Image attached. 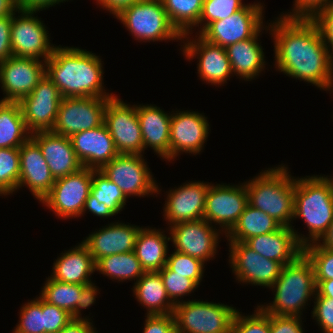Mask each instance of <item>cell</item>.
<instances>
[{
  "label": "cell",
  "mask_w": 333,
  "mask_h": 333,
  "mask_svg": "<svg viewBox=\"0 0 333 333\" xmlns=\"http://www.w3.org/2000/svg\"><path fill=\"white\" fill-rule=\"evenodd\" d=\"M270 23L274 68L332 93L333 60L315 22L311 18L279 16Z\"/></svg>",
  "instance_id": "cell-1"
},
{
  "label": "cell",
  "mask_w": 333,
  "mask_h": 333,
  "mask_svg": "<svg viewBox=\"0 0 333 333\" xmlns=\"http://www.w3.org/2000/svg\"><path fill=\"white\" fill-rule=\"evenodd\" d=\"M101 57L80 47L56 46L46 60V76L65 97L112 98L103 80Z\"/></svg>",
  "instance_id": "cell-2"
},
{
  "label": "cell",
  "mask_w": 333,
  "mask_h": 333,
  "mask_svg": "<svg viewBox=\"0 0 333 333\" xmlns=\"http://www.w3.org/2000/svg\"><path fill=\"white\" fill-rule=\"evenodd\" d=\"M328 176L295 178L293 220L303 219L309 235L300 234L293 225L291 229L302 247L318 242L333 221V181Z\"/></svg>",
  "instance_id": "cell-3"
},
{
  "label": "cell",
  "mask_w": 333,
  "mask_h": 333,
  "mask_svg": "<svg viewBox=\"0 0 333 333\" xmlns=\"http://www.w3.org/2000/svg\"><path fill=\"white\" fill-rule=\"evenodd\" d=\"M289 173V168L281 164L245 182L248 204L286 227L292 226L294 214L295 177Z\"/></svg>",
  "instance_id": "cell-4"
},
{
  "label": "cell",
  "mask_w": 333,
  "mask_h": 333,
  "mask_svg": "<svg viewBox=\"0 0 333 333\" xmlns=\"http://www.w3.org/2000/svg\"><path fill=\"white\" fill-rule=\"evenodd\" d=\"M316 288L313 266L301 254L294 262L282 267L279 277L269 288L274 290V300L258 306L267 314L302 317L308 301L315 297Z\"/></svg>",
  "instance_id": "cell-5"
},
{
  "label": "cell",
  "mask_w": 333,
  "mask_h": 333,
  "mask_svg": "<svg viewBox=\"0 0 333 333\" xmlns=\"http://www.w3.org/2000/svg\"><path fill=\"white\" fill-rule=\"evenodd\" d=\"M114 18L140 42L182 40V35L169 21L161 0H140Z\"/></svg>",
  "instance_id": "cell-6"
},
{
  "label": "cell",
  "mask_w": 333,
  "mask_h": 333,
  "mask_svg": "<svg viewBox=\"0 0 333 333\" xmlns=\"http://www.w3.org/2000/svg\"><path fill=\"white\" fill-rule=\"evenodd\" d=\"M237 310L221 302L183 300L174 307L176 333H230Z\"/></svg>",
  "instance_id": "cell-7"
},
{
  "label": "cell",
  "mask_w": 333,
  "mask_h": 333,
  "mask_svg": "<svg viewBox=\"0 0 333 333\" xmlns=\"http://www.w3.org/2000/svg\"><path fill=\"white\" fill-rule=\"evenodd\" d=\"M143 155L119 154L100 171L114 182L127 198L156 196L161 192Z\"/></svg>",
  "instance_id": "cell-8"
},
{
  "label": "cell",
  "mask_w": 333,
  "mask_h": 333,
  "mask_svg": "<svg viewBox=\"0 0 333 333\" xmlns=\"http://www.w3.org/2000/svg\"><path fill=\"white\" fill-rule=\"evenodd\" d=\"M12 15L10 42L12 55L48 60L56 46L51 44L47 27L37 16L40 10L18 9ZM16 15V16H15Z\"/></svg>",
  "instance_id": "cell-9"
},
{
  "label": "cell",
  "mask_w": 333,
  "mask_h": 333,
  "mask_svg": "<svg viewBox=\"0 0 333 333\" xmlns=\"http://www.w3.org/2000/svg\"><path fill=\"white\" fill-rule=\"evenodd\" d=\"M92 176L93 169L83 167L75 173L55 179L50 193L41 203L60 219L81 217L90 193Z\"/></svg>",
  "instance_id": "cell-10"
},
{
  "label": "cell",
  "mask_w": 333,
  "mask_h": 333,
  "mask_svg": "<svg viewBox=\"0 0 333 333\" xmlns=\"http://www.w3.org/2000/svg\"><path fill=\"white\" fill-rule=\"evenodd\" d=\"M263 10L264 6L261 2L246 4L228 18L210 23L200 35L207 41L224 48L250 39L265 26Z\"/></svg>",
  "instance_id": "cell-11"
},
{
  "label": "cell",
  "mask_w": 333,
  "mask_h": 333,
  "mask_svg": "<svg viewBox=\"0 0 333 333\" xmlns=\"http://www.w3.org/2000/svg\"><path fill=\"white\" fill-rule=\"evenodd\" d=\"M191 33L182 35L181 51L189 62L196 58L197 73L207 84L224 86L233 76L226 49L204 39L199 33L191 39ZM186 41V42H185Z\"/></svg>",
  "instance_id": "cell-12"
},
{
  "label": "cell",
  "mask_w": 333,
  "mask_h": 333,
  "mask_svg": "<svg viewBox=\"0 0 333 333\" xmlns=\"http://www.w3.org/2000/svg\"><path fill=\"white\" fill-rule=\"evenodd\" d=\"M248 205L245 181L240 184H210L205 202L203 218L215 224L226 235L237 223Z\"/></svg>",
  "instance_id": "cell-13"
},
{
  "label": "cell",
  "mask_w": 333,
  "mask_h": 333,
  "mask_svg": "<svg viewBox=\"0 0 333 333\" xmlns=\"http://www.w3.org/2000/svg\"><path fill=\"white\" fill-rule=\"evenodd\" d=\"M104 124L119 154L143 155V138L136 104H127L114 95L106 104Z\"/></svg>",
  "instance_id": "cell-14"
},
{
  "label": "cell",
  "mask_w": 333,
  "mask_h": 333,
  "mask_svg": "<svg viewBox=\"0 0 333 333\" xmlns=\"http://www.w3.org/2000/svg\"><path fill=\"white\" fill-rule=\"evenodd\" d=\"M110 98L65 97L61 99L52 132L71 137L104 123V112Z\"/></svg>",
  "instance_id": "cell-15"
},
{
  "label": "cell",
  "mask_w": 333,
  "mask_h": 333,
  "mask_svg": "<svg viewBox=\"0 0 333 333\" xmlns=\"http://www.w3.org/2000/svg\"><path fill=\"white\" fill-rule=\"evenodd\" d=\"M228 242L229 265L236 281L269 289L279 277L283 265L259 255L244 242Z\"/></svg>",
  "instance_id": "cell-16"
},
{
  "label": "cell",
  "mask_w": 333,
  "mask_h": 333,
  "mask_svg": "<svg viewBox=\"0 0 333 333\" xmlns=\"http://www.w3.org/2000/svg\"><path fill=\"white\" fill-rule=\"evenodd\" d=\"M170 241L175 251L187 254L204 263L214 259L219 245L220 229L204 218L177 223L168 227Z\"/></svg>",
  "instance_id": "cell-17"
},
{
  "label": "cell",
  "mask_w": 333,
  "mask_h": 333,
  "mask_svg": "<svg viewBox=\"0 0 333 333\" xmlns=\"http://www.w3.org/2000/svg\"><path fill=\"white\" fill-rule=\"evenodd\" d=\"M46 74V62L31 57L11 56L0 62L1 101L19 102L31 93Z\"/></svg>",
  "instance_id": "cell-18"
},
{
  "label": "cell",
  "mask_w": 333,
  "mask_h": 333,
  "mask_svg": "<svg viewBox=\"0 0 333 333\" xmlns=\"http://www.w3.org/2000/svg\"><path fill=\"white\" fill-rule=\"evenodd\" d=\"M61 99L58 88L45 74L31 93L18 102L27 129L31 133L52 131Z\"/></svg>",
  "instance_id": "cell-19"
},
{
  "label": "cell",
  "mask_w": 333,
  "mask_h": 333,
  "mask_svg": "<svg viewBox=\"0 0 333 333\" xmlns=\"http://www.w3.org/2000/svg\"><path fill=\"white\" fill-rule=\"evenodd\" d=\"M176 112V113H175ZM172 111L170 120V161L180 153L197 155L204 149L210 125L204 113L184 110Z\"/></svg>",
  "instance_id": "cell-20"
},
{
  "label": "cell",
  "mask_w": 333,
  "mask_h": 333,
  "mask_svg": "<svg viewBox=\"0 0 333 333\" xmlns=\"http://www.w3.org/2000/svg\"><path fill=\"white\" fill-rule=\"evenodd\" d=\"M211 183L189 181L166 192L163 216L169 227L188 221L203 219L206 194Z\"/></svg>",
  "instance_id": "cell-21"
},
{
  "label": "cell",
  "mask_w": 333,
  "mask_h": 333,
  "mask_svg": "<svg viewBox=\"0 0 333 333\" xmlns=\"http://www.w3.org/2000/svg\"><path fill=\"white\" fill-rule=\"evenodd\" d=\"M19 188L26 186L39 203L50 193L55 178L42 155L39 145L30 137L19 147Z\"/></svg>",
  "instance_id": "cell-22"
},
{
  "label": "cell",
  "mask_w": 333,
  "mask_h": 333,
  "mask_svg": "<svg viewBox=\"0 0 333 333\" xmlns=\"http://www.w3.org/2000/svg\"><path fill=\"white\" fill-rule=\"evenodd\" d=\"M127 224L119 220L118 222H111L97 231H92L89 236L82 240L88 247L95 263L108 255L134 251L141 227Z\"/></svg>",
  "instance_id": "cell-23"
},
{
  "label": "cell",
  "mask_w": 333,
  "mask_h": 333,
  "mask_svg": "<svg viewBox=\"0 0 333 333\" xmlns=\"http://www.w3.org/2000/svg\"><path fill=\"white\" fill-rule=\"evenodd\" d=\"M83 167L100 170L119 155L106 125L80 131L69 137Z\"/></svg>",
  "instance_id": "cell-24"
},
{
  "label": "cell",
  "mask_w": 333,
  "mask_h": 333,
  "mask_svg": "<svg viewBox=\"0 0 333 333\" xmlns=\"http://www.w3.org/2000/svg\"><path fill=\"white\" fill-rule=\"evenodd\" d=\"M31 138L39 145L55 179L65 177L83 168L69 137L55 134L52 131H37L31 133Z\"/></svg>",
  "instance_id": "cell-25"
},
{
  "label": "cell",
  "mask_w": 333,
  "mask_h": 333,
  "mask_svg": "<svg viewBox=\"0 0 333 333\" xmlns=\"http://www.w3.org/2000/svg\"><path fill=\"white\" fill-rule=\"evenodd\" d=\"M143 138V154L151 148L158 157L170 162V120L172 111L165 112L156 105H136Z\"/></svg>",
  "instance_id": "cell-26"
},
{
  "label": "cell",
  "mask_w": 333,
  "mask_h": 333,
  "mask_svg": "<svg viewBox=\"0 0 333 333\" xmlns=\"http://www.w3.org/2000/svg\"><path fill=\"white\" fill-rule=\"evenodd\" d=\"M244 243L259 255L280 262L283 266L294 262L303 254V247L297 241L293 230L286 226L249 238Z\"/></svg>",
  "instance_id": "cell-27"
},
{
  "label": "cell",
  "mask_w": 333,
  "mask_h": 333,
  "mask_svg": "<svg viewBox=\"0 0 333 333\" xmlns=\"http://www.w3.org/2000/svg\"><path fill=\"white\" fill-rule=\"evenodd\" d=\"M52 271L50 275L52 279L64 283L87 285L92 283L91 275L96 271V263L88 247L81 241L55 259Z\"/></svg>",
  "instance_id": "cell-28"
},
{
  "label": "cell",
  "mask_w": 333,
  "mask_h": 333,
  "mask_svg": "<svg viewBox=\"0 0 333 333\" xmlns=\"http://www.w3.org/2000/svg\"><path fill=\"white\" fill-rule=\"evenodd\" d=\"M269 30L265 25L254 37L227 46L226 52L233 75L241 80L251 81L265 71L266 61L259 36L262 30Z\"/></svg>",
  "instance_id": "cell-29"
},
{
  "label": "cell",
  "mask_w": 333,
  "mask_h": 333,
  "mask_svg": "<svg viewBox=\"0 0 333 333\" xmlns=\"http://www.w3.org/2000/svg\"><path fill=\"white\" fill-rule=\"evenodd\" d=\"M162 231L159 228H140L134 253L145 272L160 271L166 265L170 236Z\"/></svg>",
  "instance_id": "cell-30"
},
{
  "label": "cell",
  "mask_w": 333,
  "mask_h": 333,
  "mask_svg": "<svg viewBox=\"0 0 333 333\" xmlns=\"http://www.w3.org/2000/svg\"><path fill=\"white\" fill-rule=\"evenodd\" d=\"M132 290L139 304L147 309L146 315H164L174 312L175 304L168 297L158 271L145 272L134 283Z\"/></svg>",
  "instance_id": "cell-31"
},
{
  "label": "cell",
  "mask_w": 333,
  "mask_h": 333,
  "mask_svg": "<svg viewBox=\"0 0 333 333\" xmlns=\"http://www.w3.org/2000/svg\"><path fill=\"white\" fill-rule=\"evenodd\" d=\"M30 137L19 103L0 100V148H19Z\"/></svg>",
  "instance_id": "cell-32"
},
{
  "label": "cell",
  "mask_w": 333,
  "mask_h": 333,
  "mask_svg": "<svg viewBox=\"0 0 333 333\" xmlns=\"http://www.w3.org/2000/svg\"><path fill=\"white\" fill-rule=\"evenodd\" d=\"M281 227L270 215L248 204L225 238L228 241L244 242L254 236L277 231Z\"/></svg>",
  "instance_id": "cell-33"
},
{
  "label": "cell",
  "mask_w": 333,
  "mask_h": 333,
  "mask_svg": "<svg viewBox=\"0 0 333 333\" xmlns=\"http://www.w3.org/2000/svg\"><path fill=\"white\" fill-rule=\"evenodd\" d=\"M96 271L107 276L112 281L114 279L118 282L131 279L137 282L145 273L134 251L108 255L99 259L96 262Z\"/></svg>",
  "instance_id": "cell-34"
},
{
  "label": "cell",
  "mask_w": 333,
  "mask_h": 333,
  "mask_svg": "<svg viewBox=\"0 0 333 333\" xmlns=\"http://www.w3.org/2000/svg\"><path fill=\"white\" fill-rule=\"evenodd\" d=\"M169 21L181 35L199 24L204 0H161ZM195 27V28H193Z\"/></svg>",
  "instance_id": "cell-35"
},
{
  "label": "cell",
  "mask_w": 333,
  "mask_h": 333,
  "mask_svg": "<svg viewBox=\"0 0 333 333\" xmlns=\"http://www.w3.org/2000/svg\"><path fill=\"white\" fill-rule=\"evenodd\" d=\"M127 199L114 182L100 170L93 169L92 184L86 201L104 203L116 215L124 209Z\"/></svg>",
  "instance_id": "cell-36"
},
{
  "label": "cell",
  "mask_w": 333,
  "mask_h": 333,
  "mask_svg": "<svg viewBox=\"0 0 333 333\" xmlns=\"http://www.w3.org/2000/svg\"><path fill=\"white\" fill-rule=\"evenodd\" d=\"M85 285L64 283L46 278L45 284L39 295L48 303L62 308L69 314L73 315L76 311L80 293Z\"/></svg>",
  "instance_id": "cell-37"
},
{
  "label": "cell",
  "mask_w": 333,
  "mask_h": 333,
  "mask_svg": "<svg viewBox=\"0 0 333 333\" xmlns=\"http://www.w3.org/2000/svg\"><path fill=\"white\" fill-rule=\"evenodd\" d=\"M19 176V148H0V196L17 192Z\"/></svg>",
  "instance_id": "cell-38"
},
{
  "label": "cell",
  "mask_w": 333,
  "mask_h": 333,
  "mask_svg": "<svg viewBox=\"0 0 333 333\" xmlns=\"http://www.w3.org/2000/svg\"><path fill=\"white\" fill-rule=\"evenodd\" d=\"M246 4L242 0H204L200 15V27L196 34H199L212 22L226 19Z\"/></svg>",
  "instance_id": "cell-39"
},
{
  "label": "cell",
  "mask_w": 333,
  "mask_h": 333,
  "mask_svg": "<svg viewBox=\"0 0 333 333\" xmlns=\"http://www.w3.org/2000/svg\"><path fill=\"white\" fill-rule=\"evenodd\" d=\"M19 315V322L14 327L13 333H44V314L40 295L23 304Z\"/></svg>",
  "instance_id": "cell-40"
},
{
  "label": "cell",
  "mask_w": 333,
  "mask_h": 333,
  "mask_svg": "<svg viewBox=\"0 0 333 333\" xmlns=\"http://www.w3.org/2000/svg\"><path fill=\"white\" fill-rule=\"evenodd\" d=\"M303 254L311 262L315 281L333 279V251L321 247L317 242L303 247Z\"/></svg>",
  "instance_id": "cell-41"
},
{
  "label": "cell",
  "mask_w": 333,
  "mask_h": 333,
  "mask_svg": "<svg viewBox=\"0 0 333 333\" xmlns=\"http://www.w3.org/2000/svg\"><path fill=\"white\" fill-rule=\"evenodd\" d=\"M205 263L187 254L175 251L168 255L166 266L175 274L186 275V278L192 279L198 286L200 285Z\"/></svg>",
  "instance_id": "cell-42"
},
{
  "label": "cell",
  "mask_w": 333,
  "mask_h": 333,
  "mask_svg": "<svg viewBox=\"0 0 333 333\" xmlns=\"http://www.w3.org/2000/svg\"><path fill=\"white\" fill-rule=\"evenodd\" d=\"M170 300L176 305L198 288V285L186 275L175 274L166 265L158 271ZM188 294V295H187ZM181 299V300H180Z\"/></svg>",
  "instance_id": "cell-43"
},
{
  "label": "cell",
  "mask_w": 333,
  "mask_h": 333,
  "mask_svg": "<svg viewBox=\"0 0 333 333\" xmlns=\"http://www.w3.org/2000/svg\"><path fill=\"white\" fill-rule=\"evenodd\" d=\"M239 311L234 315L230 333H270L269 314L258 305L254 313L247 316Z\"/></svg>",
  "instance_id": "cell-44"
},
{
  "label": "cell",
  "mask_w": 333,
  "mask_h": 333,
  "mask_svg": "<svg viewBox=\"0 0 333 333\" xmlns=\"http://www.w3.org/2000/svg\"><path fill=\"white\" fill-rule=\"evenodd\" d=\"M42 312L44 314V333H58L73 320L72 315L67 311L48 303L43 298Z\"/></svg>",
  "instance_id": "cell-45"
},
{
  "label": "cell",
  "mask_w": 333,
  "mask_h": 333,
  "mask_svg": "<svg viewBox=\"0 0 333 333\" xmlns=\"http://www.w3.org/2000/svg\"><path fill=\"white\" fill-rule=\"evenodd\" d=\"M314 307L311 312L313 319L324 333H333V299L315 294Z\"/></svg>",
  "instance_id": "cell-46"
},
{
  "label": "cell",
  "mask_w": 333,
  "mask_h": 333,
  "mask_svg": "<svg viewBox=\"0 0 333 333\" xmlns=\"http://www.w3.org/2000/svg\"><path fill=\"white\" fill-rule=\"evenodd\" d=\"M311 19L317 25L322 39L328 48L330 57L333 60V1L319 9Z\"/></svg>",
  "instance_id": "cell-47"
},
{
  "label": "cell",
  "mask_w": 333,
  "mask_h": 333,
  "mask_svg": "<svg viewBox=\"0 0 333 333\" xmlns=\"http://www.w3.org/2000/svg\"><path fill=\"white\" fill-rule=\"evenodd\" d=\"M301 318L269 314L270 333H304Z\"/></svg>",
  "instance_id": "cell-48"
},
{
  "label": "cell",
  "mask_w": 333,
  "mask_h": 333,
  "mask_svg": "<svg viewBox=\"0 0 333 333\" xmlns=\"http://www.w3.org/2000/svg\"><path fill=\"white\" fill-rule=\"evenodd\" d=\"M142 333H176L175 317L172 314L146 315Z\"/></svg>",
  "instance_id": "cell-49"
},
{
  "label": "cell",
  "mask_w": 333,
  "mask_h": 333,
  "mask_svg": "<svg viewBox=\"0 0 333 333\" xmlns=\"http://www.w3.org/2000/svg\"><path fill=\"white\" fill-rule=\"evenodd\" d=\"M331 1L333 0H294L292 12L289 11V14L282 12L281 16L311 18L319 9L327 6Z\"/></svg>",
  "instance_id": "cell-50"
},
{
  "label": "cell",
  "mask_w": 333,
  "mask_h": 333,
  "mask_svg": "<svg viewBox=\"0 0 333 333\" xmlns=\"http://www.w3.org/2000/svg\"><path fill=\"white\" fill-rule=\"evenodd\" d=\"M98 291H99L98 287L93 282L90 283V284L85 285L82 288L80 296H79L80 299L78 300V305H77L76 311L72 315V318L74 320L92 321V319L87 317V316L82 317L81 310L82 309H87L95 303L97 295H98L97 293H100Z\"/></svg>",
  "instance_id": "cell-51"
},
{
  "label": "cell",
  "mask_w": 333,
  "mask_h": 333,
  "mask_svg": "<svg viewBox=\"0 0 333 333\" xmlns=\"http://www.w3.org/2000/svg\"><path fill=\"white\" fill-rule=\"evenodd\" d=\"M11 26L12 16L0 17V62L12 56Z\"/></svg>",
  "instance_id": "cell-52"
},
{
  "label": "cell",
  "mask_w": 333,
  "mask_h": 333,
  "mask_svg": "<svg viewBox=\"0 0 333 333\" xmlns=\"http://www.w3.org/2000/svg\"><path fill=\"white\" fill-rule=\"evenodd\" d=\"M138 1L140 0H96V3L98 2L99 7L101 6L103 10H107L115 17L124 8L130 7Z\"/></svg>",
  "instance_id": "cell-53"
},
{
  "label": "cell",
  "mask_w": 333,
  "mask_h": 333,
  "mask_svg": "<svg viewBox=\"0 0 333 333\" xmlns=\"http://www.w3.org/2000/svg\"><path fill=\"white\" fill-rule=\"evenodd\" d=\"M59 333H98L93 321L71 320Z\"/></svg>",
  "instance_id": "cell-54"
},
{
  "label": "cell",
  "mask_w": 333,
  "mask_h": 333,
  "mask_svg": "<svg viewBox=\"0 0 333 333\" xmlns=\"http://www.w3.org/2000/svg\"><path fill=\"white\" fill-rule=\"evenodd\" d=\"M66 1L68 2V0H18L17 4L20 9L42 11Z\"/></svg>",
  "instance_id": "cell-55"
},
{
  "label": "cell",
  "mask_w": 333,
  "mask_h": 333,
  "mask_svg": "<svg viewBox=\"0 0 333 333\" xmlns=\"http://www.w3.org/2000/svg\"><path fill=\"white\" fill-rule=\"evenodd\" d=\"M86 211L91 212L93 215L101 218L113 217L115 215L107 208L104 203H99L96 201H85L82 216L86 213Z\"/></svg>",
  "instance_id": "cell-56"
},
{
  "label": "cell",
  "mask_w": 333,
  "mask_h": 333,
  "mask_svg": "<svg viewBox=\"0 0 333 333\" xmlns=\"http://www.w3.org/2000/svg\"><path fill=\"white\" fill-rule=\"evenodd\" d=\"M316 292L322 297L333 299V279L325 281H315Z\"/></svg>",
  "instance_id": "cell-57"
},
{
  "label": "cell",
  "mask_w": 333,
  "mask_h": 333,
  "mask_svg": "<svg viewBox=\"0 0 333 333\" xmlns=\"http://www.w3.org/2000/svg\"><path fill=\"white\" fill-rule=\"evenodd\" d=\"M18 9L16 0H0V17L12 16Z\"/></svg>",
  "instance_id": "cell-58"
},
{
  "label": "cell",
  "mask_w": 333,
  "mask_h": 333,
  "mask_svg": "<svg viewBox=\"0 0 333 333\" xmlns=\"http://www.w3.org/2000/svg\"><path fill=\"white\" fill-rule=\"evenodd\" d=\"M322 241V243H321ZM321 247L333 251V221L330 227L327 229L326 233L317 242Z\"/></svg>",
  "instance_id": "cell-59"
}]
</instances>
